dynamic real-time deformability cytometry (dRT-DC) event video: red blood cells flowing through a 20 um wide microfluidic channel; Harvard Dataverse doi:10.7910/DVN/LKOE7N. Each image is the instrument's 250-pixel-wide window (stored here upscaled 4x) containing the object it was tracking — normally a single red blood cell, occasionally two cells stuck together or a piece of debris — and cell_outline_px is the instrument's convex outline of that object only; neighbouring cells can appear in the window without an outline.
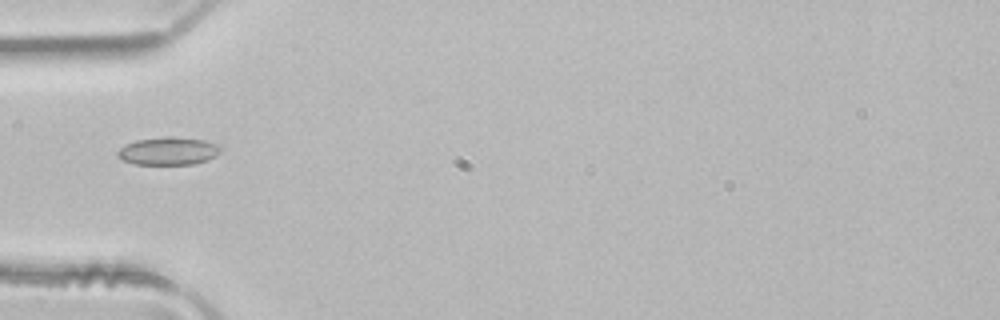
{"species": "common noctule bat (a hibernating species)", "species_latin": "Nyctalus noctula", "temperature_condition": "room temperature", "stored_images_in_passage": 2, "camera_frame_rate_fps": 3000, "um_per_image_px": 0.085, "animal": {"sex": "male", "body_mass_g": 21.5, "forearm_length_mm": 52.0}, "frame": {"image": 1, "passage_image": 2, "time_ms": 0.333, "image_size_px": [1000, 320], "cell_outline_px": [[220, 152], [216, 156], [208, 160], [196, 164], [132, 164], [116, 156], [116, 152], [120, 148], [136, 140], [168, 136], [172, 136], [204, 140], [216, 144], [220, 148]], "centroid_in_image_um": [14.31, 12.84], "position_along_channel_um": 70.7, "area_um2": 16.7}}